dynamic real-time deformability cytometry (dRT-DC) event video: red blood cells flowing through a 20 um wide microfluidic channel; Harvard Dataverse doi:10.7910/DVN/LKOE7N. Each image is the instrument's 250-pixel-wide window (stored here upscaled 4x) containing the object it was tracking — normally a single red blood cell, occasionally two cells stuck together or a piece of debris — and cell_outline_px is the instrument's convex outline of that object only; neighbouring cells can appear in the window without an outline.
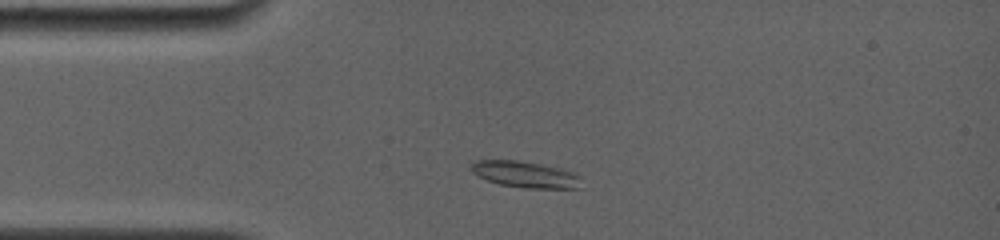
{"species": "common noctule bat (a hibernating species)", "species_latin": "Nyctalus noctula", "temperature_condition": "room temperature", "stored_images_in_passage": 30, "camera_frame_rate_fps": 4000, "um_per_image_px": 0.085, "animal": {"sex": "female", "body_mass_g": 19.0, "forearm_length_mm": 56.7}, "frame": {"image": 1, "passage_image": 5, "time_ms": 1.5, "image_size_px": [1000, 240], "cell_outline_px": [[584, 188], [524, 188], [500, 184], [488, 180], [472, 172], [468, 168], [468, 164], [472, 160], [516, 160], [540, 164], [560, 168], [572, 172], [580, 176]], "centroid_in_image_um": [44.64, 14.82], "position_along_channel_um": 40.4, "area_um2": 17.11}}
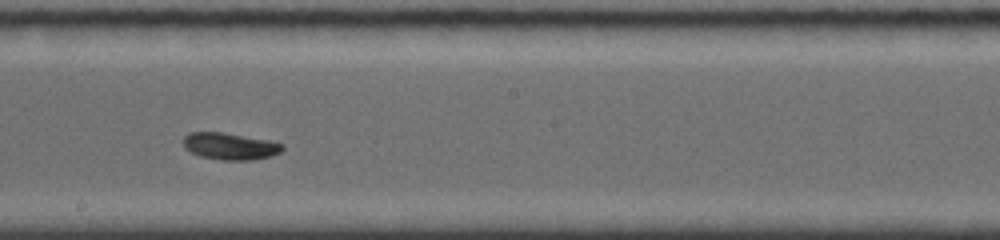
{"frame": {"image": 2, "passage_image": 19, "time_ms": 7.0, "image_size_px": [1000, 240], "cell_outline_px": [[284, 148], [280, 152], [272, 156], [252, 160], [220, 160], [200, 156], [184, 148], [184, 136], [188, 132], [220, 132], [268, 140], [284, 144]], "centroid_in_image_um": [19.56, 12.43], "position_along_channel_um": 228.6, "area_um2": 15.49}}
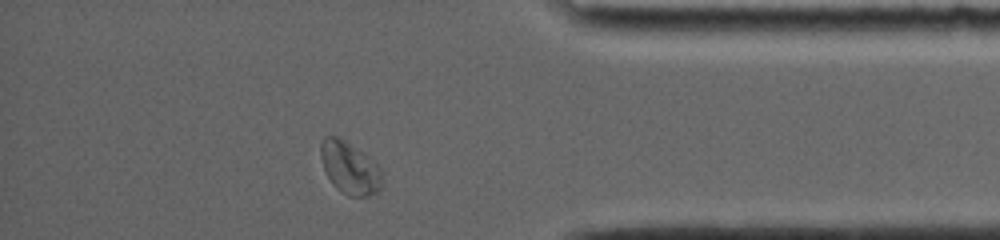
{"frame": {"image": 3, "passage_image": 27, "time_ms": 12.0, "image_size_px": [1000, 240], "cell_outline_px": [[380, 188], [376, 192], [368, 196], [348, 196], [336, 188], [332, 184], [324, 168], [320, 156], [320, 144], [324, 136], [336, 136], [368, 156], [380, 168]], "centroid_in_image_um": [29.68, 14.27], "position_along_channel_um": 405.5, "area_um2": 18.26}, "authors_computed_cell_mechanics": {"area_um2": 15.8083, "velocity_mm_per_s": 3.7627, "shape_relaxation_time_tau1_ms": 2.4945, "shape_relaxation_time_tau2_ms": 3.5387, "deformation_change_tau1": 0.1363, "deformation_change_tau2": 0.0747}}